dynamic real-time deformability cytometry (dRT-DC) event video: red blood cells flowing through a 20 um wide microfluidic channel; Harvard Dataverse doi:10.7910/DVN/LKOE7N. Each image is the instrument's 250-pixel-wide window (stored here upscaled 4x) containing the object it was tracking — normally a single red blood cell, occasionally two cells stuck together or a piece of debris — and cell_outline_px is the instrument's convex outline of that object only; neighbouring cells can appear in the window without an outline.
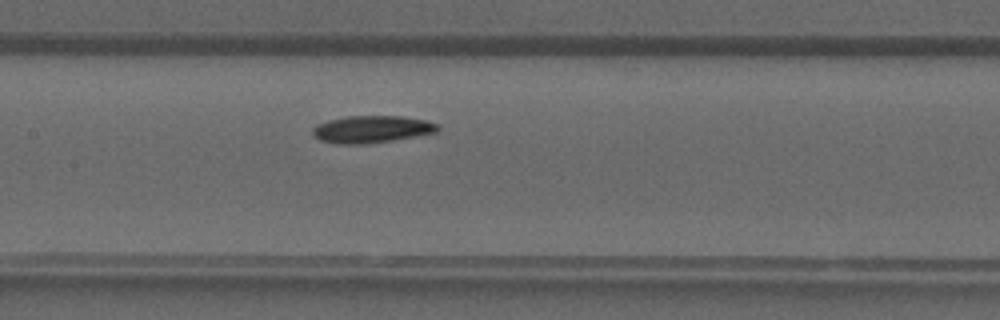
{"species": "common noctule bat (a hibernating species)", "species_latin": "Nyctalus noctula", "temperature_condition": "warm", "stored_images_in_passage": 36, "camera_frame_rate_fps": 3000, "um_per_image_px": 0.085, "animal": {"sex": "male", "forearm_length_mm": 52.5}, "frame": {"image": 1, "passage_image": 15, "time_ms": 4.667, "image_size_px": [1000, 320], "cell_outline_px": [[440, 128], [436, 132], [416, 136], [392, 140], [364, 144], [336, 144], [320, 140], [312, 136], [312, 128], [316, 124], [328, 120], [348, 116], [400, 116], [424, 120], [440, 124]], "centroid_in_image_um": [31.56, 10.99], "position_along_channel_um": 175.8, "area_um2": 19.88}}
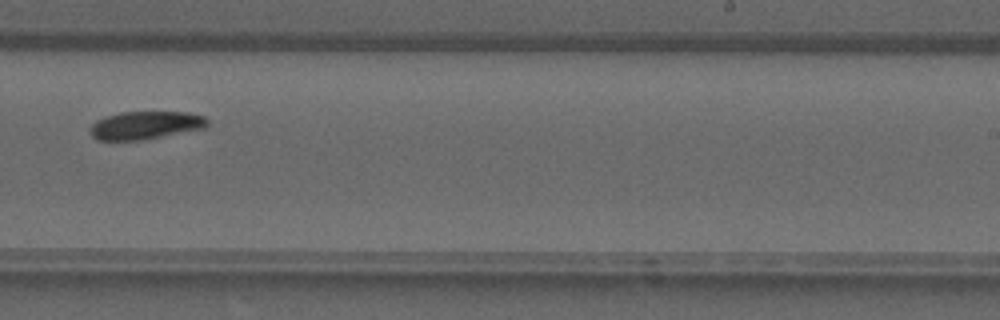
{"frame": {"image": 2, "passage_image": 21, "time_ms": 6.667, "image_size_px": [1000, 320], "cell_outline_px": [[208, 128], [144, 140], [96, 140], [88, 132], [88, 128], [96, 120], [104, 116], [120, 112], [188, 112], [204, 116], [208, 120]], "centroid_in_image_um": [12.36, 10.65], "position_along_channel_um": 276.6, "area_um2": 19.59}}
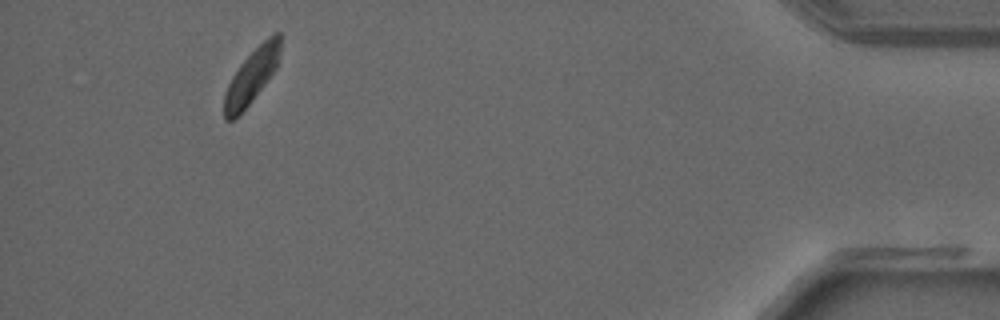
{"frame": {"image": 3, "passage_image": 33, "time_ms": 10.667, "image_size_px": [1000, 320], "cell_outline_px": [[284, 36], [276, 68], [264, 84], [248, 104], [232, 120], [224, 120], [224, 92], [232, 76], [240, 64], [268, 36], [276, 32], [280, 32]], "centroid_in_image_um": [21.41, 6.41], "position_along_channel_um": 413.8, "area_um2": 17.46}}